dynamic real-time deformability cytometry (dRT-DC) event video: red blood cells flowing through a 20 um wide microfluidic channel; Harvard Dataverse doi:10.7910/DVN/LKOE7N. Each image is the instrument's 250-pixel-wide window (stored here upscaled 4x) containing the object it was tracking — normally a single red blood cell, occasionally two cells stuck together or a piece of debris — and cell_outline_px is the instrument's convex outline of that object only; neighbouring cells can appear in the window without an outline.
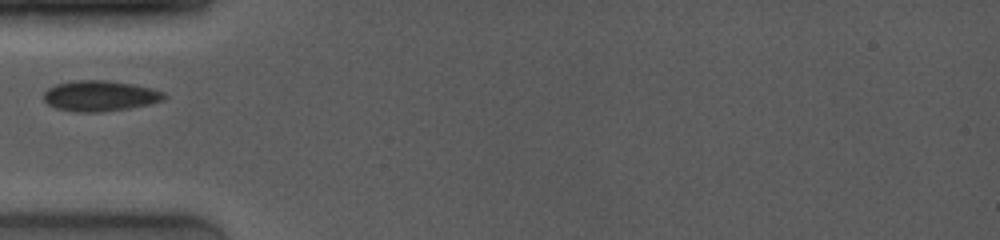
{"species": "common noctule bat (a hibernating species)", "species_latin": "Nyctalus noctula", "temperature_condition": "room temperature", "stored_images_in_passage": 3, "camera_frame_rate_fps": 4000, "um_per_image_px": 0.085, "animal": {"sex": "female", "body_mass_g": 19.0, "forearm_length_mm": 53.3}, "frame": {"image": 1, "passage_image": 1, "time_ms": 0.0, "image_size_px": [1000, 240], "cell_outline_px": [[168, 96], [164, 100], [148, 104], [128, 108], [100, 112], [72, 112], [56, 108], [48, 104], [44, 100], [44, 92], [48, 88], [56, 84], [72, 80], [108, 80], [132, 84], [152, 88], [164, 92]], "centroid_in_image_um": [8.49, 8.14], "position_along_channel_um": 76.5, "area_um2": 21.62}}